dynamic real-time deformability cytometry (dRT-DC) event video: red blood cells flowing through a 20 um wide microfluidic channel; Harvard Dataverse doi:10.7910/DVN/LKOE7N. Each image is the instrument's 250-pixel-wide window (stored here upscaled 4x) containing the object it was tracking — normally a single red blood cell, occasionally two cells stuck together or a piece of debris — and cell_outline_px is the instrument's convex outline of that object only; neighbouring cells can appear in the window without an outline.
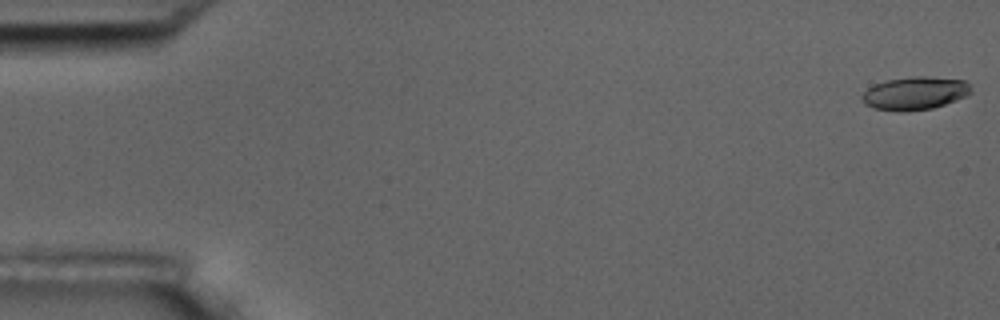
{"species": "common noctule bat (a hibernating species)", "species_latin": "Nyctalus noctula", "temperature_condition": "room temperature", "stored_images_in_passage": 58, "camera_frame_rate_fps": 3000, "um_per_image_px": 0.085, "animal": {"sex": "male", "body_mass_g": 17.5, "forearm_length_mm": 52.3}, "frame": {"image": 1, "passage_image": 1, "time_ms": 0.0, "image_size_px": [1000, 320], "cell_outline_px": [[972, 92], [956, 100], [932, 108], [904, 112], [896, 112], [872, 108], [864, 104], [860, 100], [860, 96], [868, 88], [876, 84], [888, 80], [912, 76], [924, 76], [964, 80], [972, 84]], "centroid_in_image_um": [77.75, 7.94], "position_along_channel_um": 7.3, "area_um2": 21.21}}
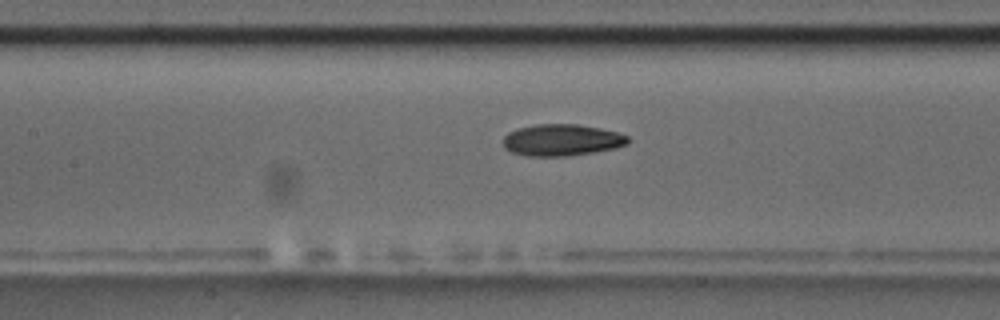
{"frame": {"image": 2, "passage_image": 26, "time_ms": 8.333, "image_size_px": [1000, 320], "cell_outline_px": [[628, 144], [616, 148], [568, 156], [528, 156], [512, 152], [504, 148], [504, 136], [508, 132], [516, 128], [536, 124], [576, 124], [600, 128], [616, 132], [628, 136]], "centroid_in_image_um": [47.73, 11.9], "position_along_channel_um": 159.7, "area_um2": 23.0}}
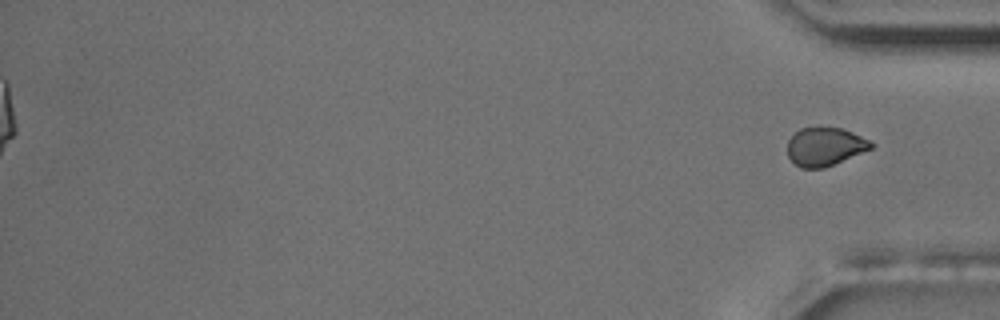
{"frame": {"image": 3, "passage_image": 58, "time_ms": 19.0, "image_size_px": [1000, 320], "cell_outline_px": [[872, 148], [824, 168], [800, 168], [788, 156], [788, 140], [800, 128], [816, 124], [820, 124], [840, 128], [852, 132], [868, 140], [872, 144]], "centroid_in_image_um": [70.07, 12.41], "position_along_channel_um": 365.1, "area_um2": 18.9}, "authors_computed_cell_mechanics": {"area_um2": 22.1952, "velocity_mm_per_s": 3.5944, "shape_relaxation_time_tau1_ms": 5.0201, "shape_relaxation_time_tau2_ms": 6.2193, "deformation_change_tau1": 0.1543, "deformation_change_tau2": 0.1278}}